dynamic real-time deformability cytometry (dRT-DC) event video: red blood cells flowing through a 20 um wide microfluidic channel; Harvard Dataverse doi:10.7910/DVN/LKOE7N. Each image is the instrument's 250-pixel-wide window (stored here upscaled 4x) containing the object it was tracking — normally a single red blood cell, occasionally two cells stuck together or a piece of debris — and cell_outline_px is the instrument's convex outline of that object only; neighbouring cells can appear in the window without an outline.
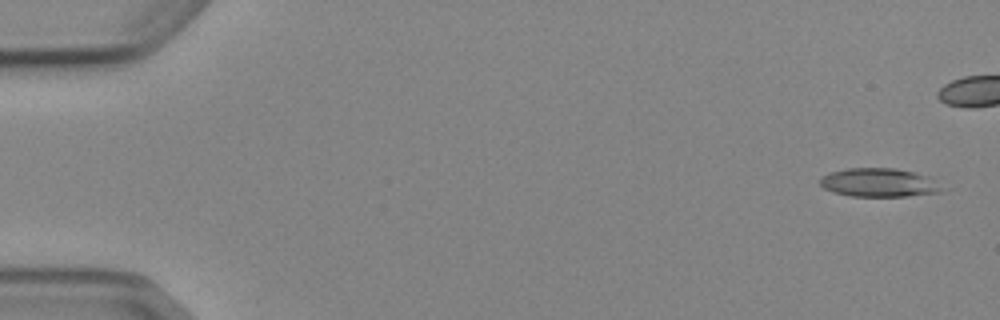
{"species": "Egyptian fruit bat (a non-hibernating species)", "species_latin": "Rousettus aegyptiacus", "temperature_condition": "cold", "stored_images_in_passage": 9, "camera_frame_rate_fps": 3000, "um_per_image_px": 0.085, "animal": {"sex": "female"}, "frame": {"image": 1, "passage_image": 1, "time_ms": 0.0, "image_size_px": [1000, 320], "cell_outline_px": [[952, 188], [944, 192], [908, 196], [852, 196], [832, 192], [824, 188], [820, 184], [820, 176], [828, 172], [848, 168], [892, 168], [932, 176]], "centroid_in_image_um": [74.86, 15.52], "position_along_channel_um": 10.1, "area_um2": 21.1}}
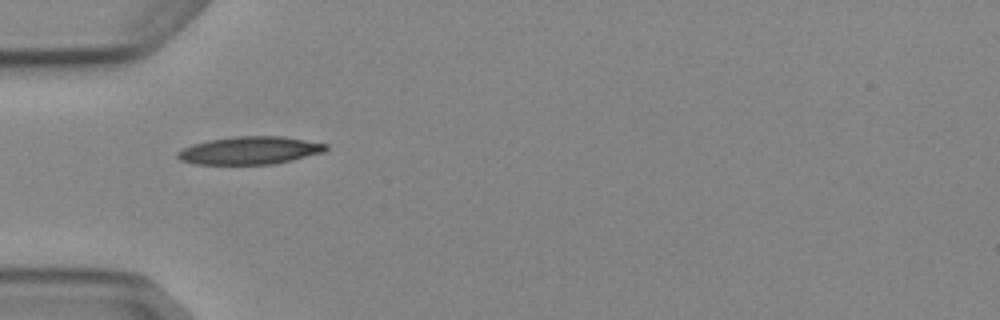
{"frame": {"image": 2, "passage_image": 6, "time_ms": 6.667, "image_size_px": [1000, 320], "cell_outline_px": [[328, 148], [324, 152], [292, 160], [272, 164], [196, 164], [180, 160], [176, 156], [176, 152], [192, 144], [208, 140], [232, 136], [280, 136], [328, 144]], "centroid_in_image_um": [21.21, 12.78], "position_along_channel_um": 63.8, "area_um2": 23.99}}
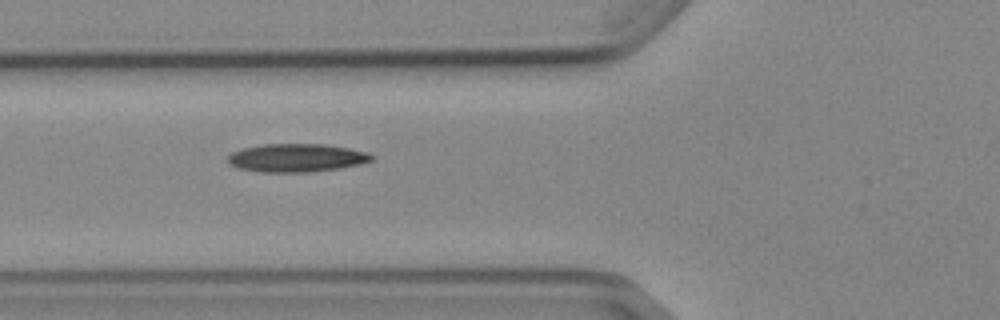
{"frame": {"image": 3, "passage_image": 7, "time_ms": 7.667, "image_size_px": [1000, 320], "cell_outline_px": [[376, 156], [372, 160], [360, 164], [340, 168], [312, 172], [260, 172], [236, 168], [228, 164], [228, 156], [232, 152], [244, 148], [264, 144], [324, 144], [348, 148], [368, 152]], "centroid_in_image_um": [25.21, 13.42], "position_along_channel_um": 100.6, "area_um2": 23.81}}